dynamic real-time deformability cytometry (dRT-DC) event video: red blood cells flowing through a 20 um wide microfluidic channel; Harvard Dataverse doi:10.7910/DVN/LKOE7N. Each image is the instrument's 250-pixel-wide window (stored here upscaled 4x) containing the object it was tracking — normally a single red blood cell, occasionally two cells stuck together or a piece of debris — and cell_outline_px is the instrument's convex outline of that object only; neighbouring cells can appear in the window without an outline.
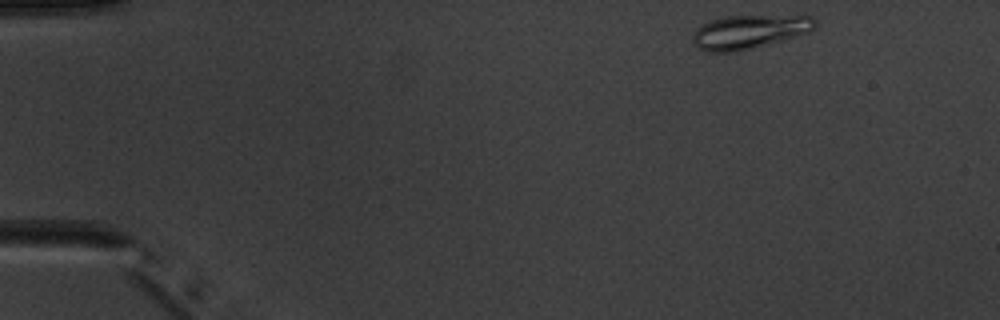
{"species": "common noctule bat (a hibernating species)", "species_latin": "Nyctalus noctula", "temperature_condition": "warm", "stored_images_in_passage": 6, "camera_frame_rate_fps": 3000, "um_per_image_px": 0.085, "animal": {"sex": "male", "body_mass_g": 20.1, "forearm_length_mm": 53.5}, "frame": {"image": 1, "passage_image": 1, "time_ms": 0.0, "image_size_px": [1000, 320], "cell_outline_px": [[816, 28], [808, 32], [752, 48], [736, 52], [708, 52], [696, 48], [692, 40], [692, 36], [696, 28], [700, 24], [724, 16], [812, 16], [816, 20]], "centroid_in_image_um": [63.62, 2.7], "position_along_channel_um": 21.4, "area_um2": 23.99}}
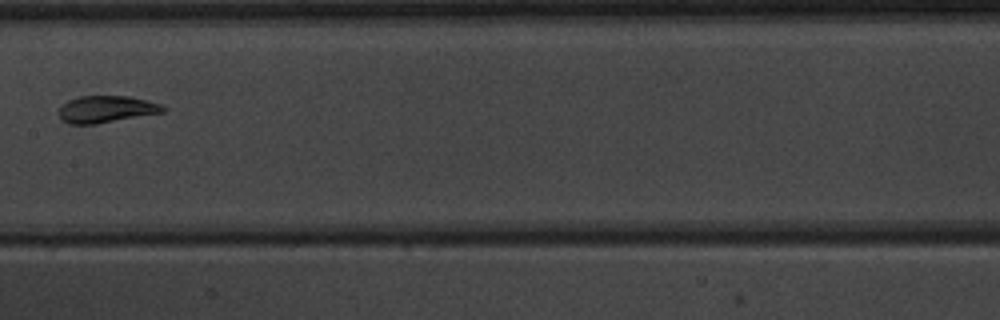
{"frame": {"image": 2, "passage_image": 6, "time_ms": 7.0, "image_size_px": [1000, 320], "cell_outline_px": [[164, 112], [96, 124], [68, 124], [60, 120], [60, 108], [68, 100], [80, 96], [128, 96], [148, 100], [160, 104], [164, 108]], "centroid_in_image_um": [9.02, 9.29], "position_along_channel_um": 198.4, "area_um2": 16.24}}